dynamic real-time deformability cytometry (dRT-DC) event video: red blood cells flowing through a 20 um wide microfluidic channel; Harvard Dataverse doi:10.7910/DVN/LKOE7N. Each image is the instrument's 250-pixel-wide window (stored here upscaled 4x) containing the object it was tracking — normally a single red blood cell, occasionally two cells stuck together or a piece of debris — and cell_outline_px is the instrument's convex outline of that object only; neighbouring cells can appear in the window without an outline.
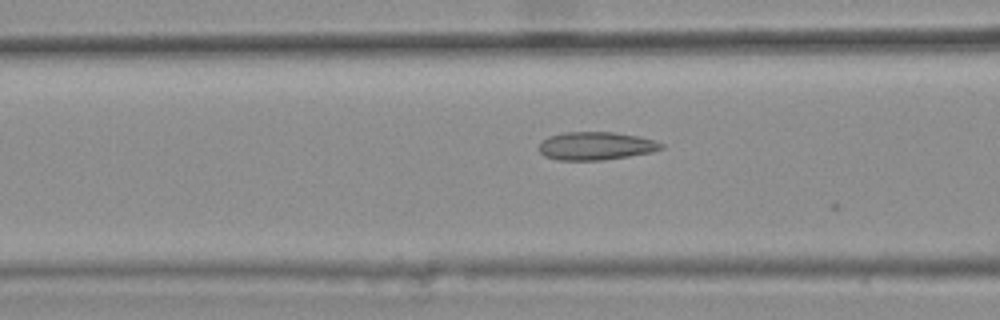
{"species": "common noctule bat (a hibernating species)", "species_latin": "Nyctalus noctula", "temperature_condition": "warm", "stored_images_in_passage": 9, "camera_frame_rate_fps": 3000, "um_per_image_px": 0.085, "animal": {"sex": "female", "body_mass_g": 25.1}, "frame": {"image": 1, "passage_image": 7, "time_ms": 2.0, "image_size_px": [1000, 320], "cell_outline_px": [[664, 148], [652, 152], [604, 160], [556, 160], [544, 156], [536, 148], [548, 136], [564, 132], [612, 132], [640, 136], [656, 140], [664, 144]], "centroid_in_image_um": [50.65, 12.4], "position_along_channel_um": 115.9, "area_um2": 20.23}}